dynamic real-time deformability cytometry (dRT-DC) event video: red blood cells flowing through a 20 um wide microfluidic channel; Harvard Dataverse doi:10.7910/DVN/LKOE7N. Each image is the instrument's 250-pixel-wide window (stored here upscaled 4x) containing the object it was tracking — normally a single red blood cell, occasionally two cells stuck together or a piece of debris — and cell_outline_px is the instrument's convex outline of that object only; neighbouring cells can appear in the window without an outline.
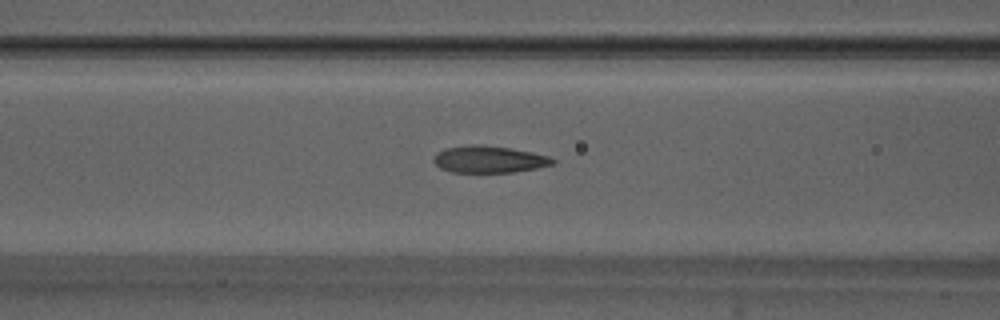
{"species": "Egyptian fruit bat (a non-hibernating species)", "species_latin": "Rousettus aegyptiacus", "temperature_condition": "warm", "stored_images_in_passage": 54, "camera_frame_rate_fps": 3000, "um_per_image_px": 0.085, "animal": {"sex": "male"}, "frame": {"image": 1, "passage_image": 22, "time_ms": 7.0, "image_size_px": [1000, 320], "cell_outline_px": [[556, 160], [552, 164], [536, 168], [512, 172], [452, 172], [440, 168], [432, 160], [436, 152], [444, 148], [472, 144], [484, 144], [512, 148], [532, 152], [548, 156]], "centroid_in_image_um": [41.53, 13.52], "position_along_channel_um": 125.1, "area_um2": 18.79}}
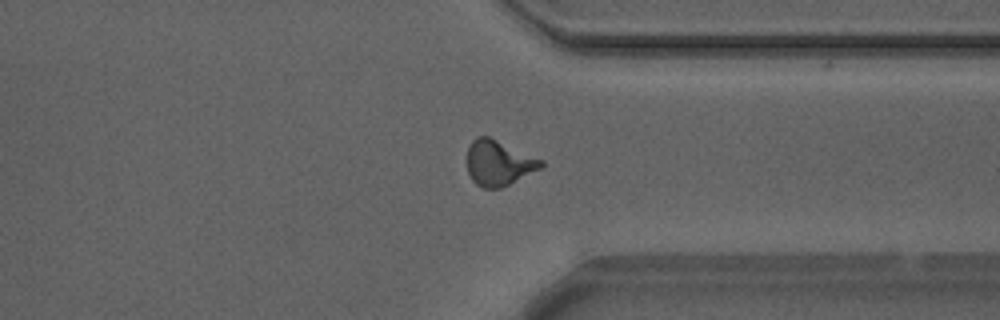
{"frame": {"image": 2, "passage_image": 41, "time_ms": 13.333, "image_size_px": [1000, 320], "cell_outline_px": [[544, 164], [540, 168], [500, 188], [484, 188], [476, 184], [472, 180], [468, 172], [468, 148], [472, 140], [476, 136], [488, 136], [544, 160]], "centroid_in_image_um": [42.37, 13.84], "position_along_channel_um": 369.0, "area_um2": 19.25}}
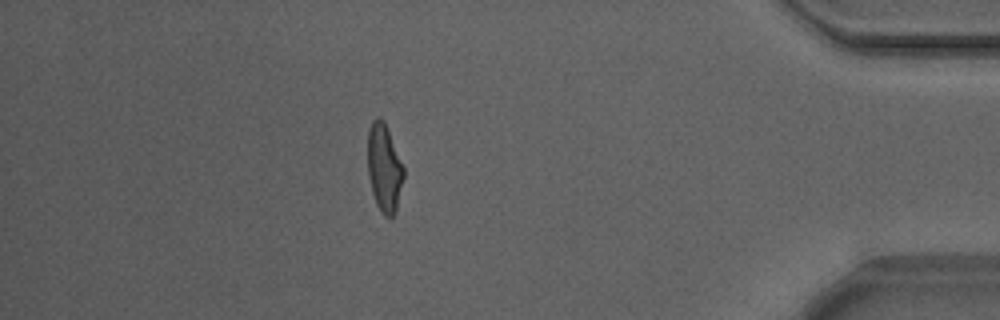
{"frame": {"image": 3, "passage_image": 47, "time_ms": 15.333, "image_size_px": [1000, 320], "cell_outline_px": [[404, 176], [396, 212], [392, 216], [384, 216], [380, 212], [376, 204], [372, 192], [368, 176], [368, 128], [372, 120], [376, 116], [380, 116], [384, 120], [404, 164]], "centroid_in_image_um": [32.67, 14.24], "position_along_channel_um": 402.5, "area_um2": 18.84}, "authors_computed_cell_mechanics": {"area_um2": 18.6694, "velocity_mm_per_s": 3.8759, "shape_relaxation_time_tau1_ms": 9.0391, "shape_relaxation_time_tau2_ms": 1.2475, "deformation_change_tau1": 0.2629, "deformation_change_tau2": 0.0894}}